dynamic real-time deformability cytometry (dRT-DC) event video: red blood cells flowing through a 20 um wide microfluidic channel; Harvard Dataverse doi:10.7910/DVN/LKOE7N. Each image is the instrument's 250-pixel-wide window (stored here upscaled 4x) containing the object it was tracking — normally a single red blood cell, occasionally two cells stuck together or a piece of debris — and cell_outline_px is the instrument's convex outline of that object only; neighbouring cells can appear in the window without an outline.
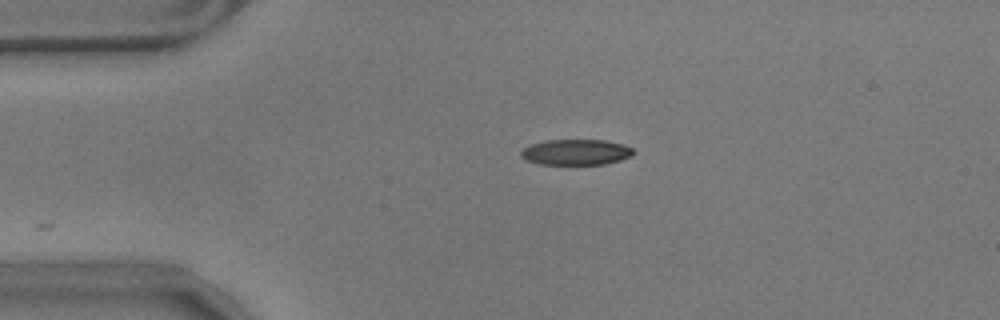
{"species": "common noctule bat (a hibernating species)", "species_latin": "Nyctalus noctula", "temperature_condition": "warm", "stored_images_in_passage": 22, "camera_frame_rate_fps": 3000, "um_per_image_px": 0.085, "animal": {"sex": "male", "body_mass_g": 17.9}, "frame": {"image": 1, "passage_image": 1, "time_ms": 0.0, "image_size_px": [1000, 320], "cell_outline_px": [[636, 152], [632, 156], [620, 160], [604, 164], [540, 164], [524, 160], [520, 156], [520, 152], [524, 148], [532, 144], [548, 140], [604, 140], [620, 144], [632, 148]], "centroid_in_image_um": [48.95, 12.94], "position_along_channel_um": 36.1, "area_um2": 16.76}}
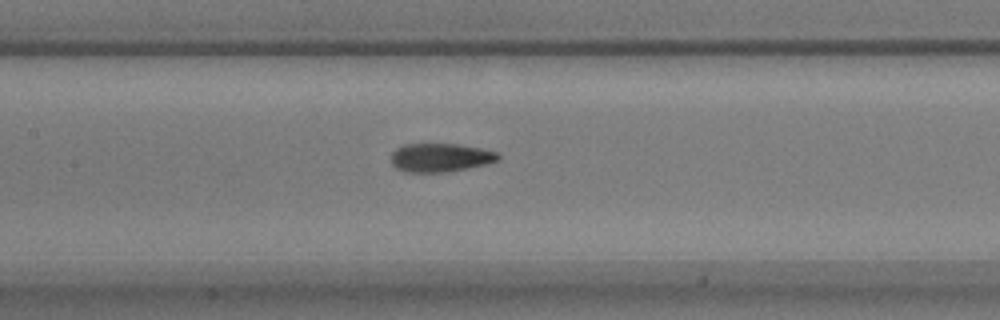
{"frame": {"image": 2, "passage_image": 15, "time_ms": 4.667, "image_size_px": [1000, 320], "cell_outline_px": [[500, 160], [488, 164], [448, 172], [404, 172], [396, 168], [392, 164], [392, 152], [396, 148], [404, 144], [456, 144], [480, 148], [500, 152]], "centroid_in_image_um": [37.47, 13.4], "position_along_channel_um": 169.9, "area_um2": 18.03}}
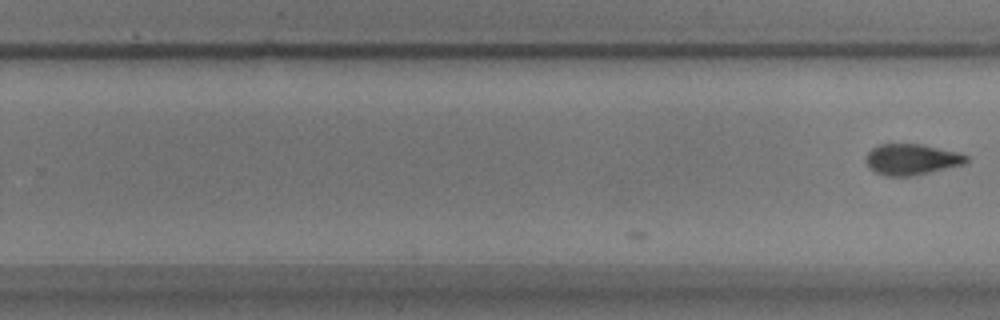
{"frame": {"image": 3, "passage_image": 22, "time_ms": 7.0, "image_size_px": [1000, 320], "cell_outline_px": [[968, 160], [964, 164], [928, 172], [908, 176], [888, 176], [876, 172], [868, 168], [868, 152], [872, 148], [880, 144], [920, 144], [960, 152], [968, 156]], "centroid_in_image_um": [77.51, 13.54], "position_along_channel_um": 252.3, "area_um2": 17.8}}